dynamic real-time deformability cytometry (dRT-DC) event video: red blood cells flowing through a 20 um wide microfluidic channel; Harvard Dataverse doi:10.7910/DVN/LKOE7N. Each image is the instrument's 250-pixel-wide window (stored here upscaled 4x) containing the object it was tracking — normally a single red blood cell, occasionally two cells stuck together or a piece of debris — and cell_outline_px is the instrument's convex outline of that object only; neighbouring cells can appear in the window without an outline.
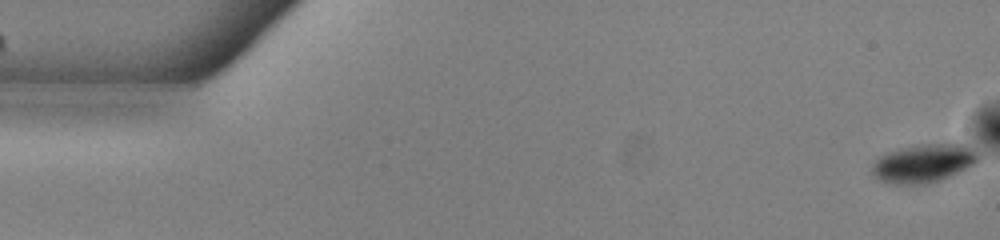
{"species": "common noctule bat (a hibernating species)", "species_latin": "Nyctalus noctula", "temperature_condition": "warm", "stored_images_in_passage": 50, "camera_frame_rate_fps": 3000, "um_per_image_px": 0.085, "animal": {"sex": "male", "body_mass_g": 13.0, "forearm_length_mm": 53.1}, "frame": {"image": 1, "passage_image": 1, "time_ms": 0.0, "image_size_px": [1000, 240], "cell_outline_px": [[976, 164], [940, 180], [928, 184], [892, 184], [880, 180], [872, 176], [872, 164], [880, 156], [888, 152], [920, 144], [964, 144], [972, 148], [976, 156]], "centroid_in_image_um": [78.46, 13.9], "position_along_channel_um": 6.5, "area_um2": 23.47}}
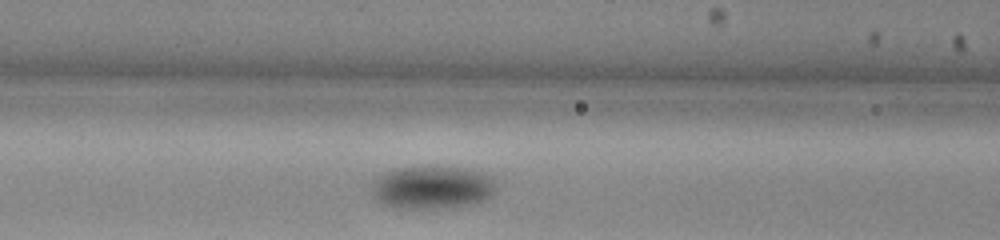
{"frame": {"image": 2, "passage_image": 22, "time_ms": 7.0, "image_size_px": [1000, 240], "cell_outline_px": [[496, 184], [492, 192], [488, 196], [480, 200], [464, 204], [436, 208], [396, 208], [384, 204], [372, 196], [372, 184], [376, 176], [384, 172], [396, 168], [464, 168], [480, 172], [488, 176]], "centroid_in_image_um": [36.63, 15.93], "position_along_channel_um": 130.0, "area_um2": 30.17}}
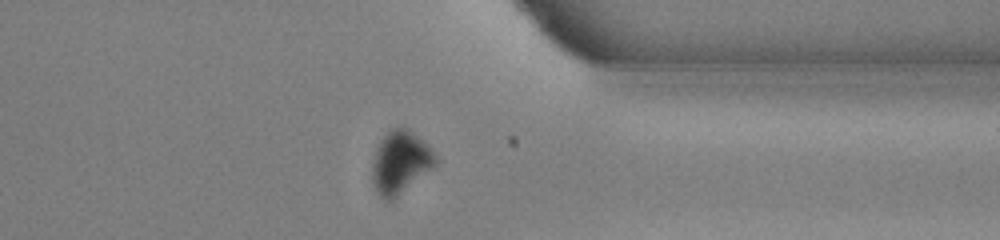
{"frame": {"image": 3, "passage_image": 42, "time_ms": 13.667, "image_size_px": [1000, 240], "cell_outline_px": [[436, 164], [392, 200], [384, 200], [376, 192], [372, 180], [372, 160], [376, 148], [380, 140], [392, 128], [408, 128], [436, 156]], "centroid_in_image_um": [33.96, 13.81], "position_along_channel_um": 377.4, "area_um2": 22.37}, "authors_computed_cell_mechanics": {"area_um2": 26.9348, "velocity_mm_per_s": 3.828, "shape_relaxation_time_tau1_ms": 2.0861, "shape_relaxation_time_tau2_ms": null, "deformation_change_tau1": 0.0662, "deformation_change_tau2": null}}